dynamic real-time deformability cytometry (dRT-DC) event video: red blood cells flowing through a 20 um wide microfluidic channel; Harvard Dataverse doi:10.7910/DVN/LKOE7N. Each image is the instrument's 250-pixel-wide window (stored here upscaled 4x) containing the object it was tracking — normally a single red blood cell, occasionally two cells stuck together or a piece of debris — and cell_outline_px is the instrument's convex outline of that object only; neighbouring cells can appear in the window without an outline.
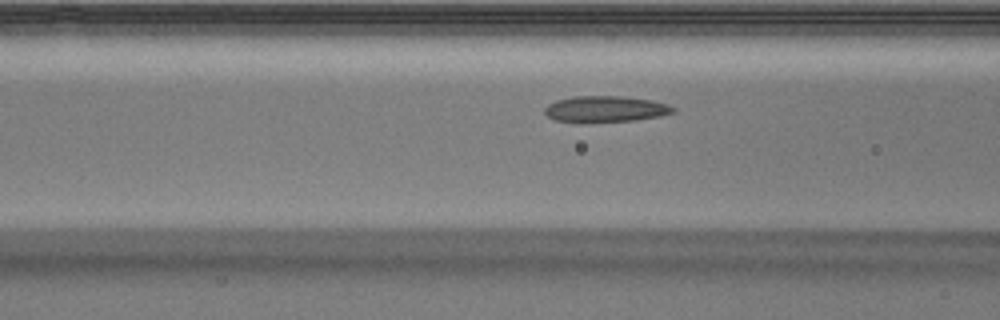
{"species": "Egyptian fruit bat (a non-hibernating species)", "species_latin": "Rousettus aegyptiacus", "temperature_condition": "warm", "stored_images_in_passage": 39, "camera_frame_rate_fps": 3000, "um_per_image_px": 0.085, "animal": {"sex": "male"}, "frame": {"image": 1, "passage_image": 12, "time_ms": 3.667, "image_size_px": [1000, 320], "cell_outline_px": [[676, 112], [660, 116], [636, 120], [584, 124], [556, 120], [548, 116], [544, 112], [544, 108], [548, 104], [556, 100], [572, 96], [620, 96], [652, 100], [668, 104], [676, 108]], "centroid_in_image_um": [51.45, 9.29], "position_along_channel_um": 115.1, "area_um2": 20.11}}
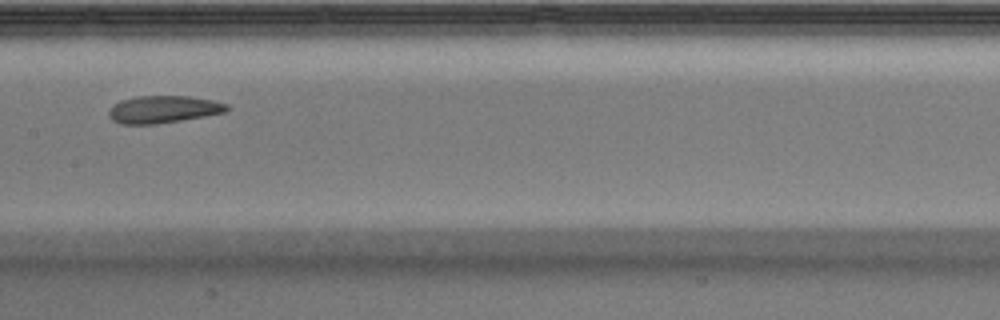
{"frame": {"image": 2, "passage_image": 18, "time_ms": 5.667, "image_size_px": [1000, 320], "cell_outline_px": [[228, 112], [156, 124], [120, 124], [112, 120], [108, 116], [108, 112], [120, 100], [136, 96], [188, 96], [212, 100], [228, 104]], "centroid_in_image_um": [13.88, 9.29], "position_along_channel_um": 193.5, "area_um2": 18.73}}
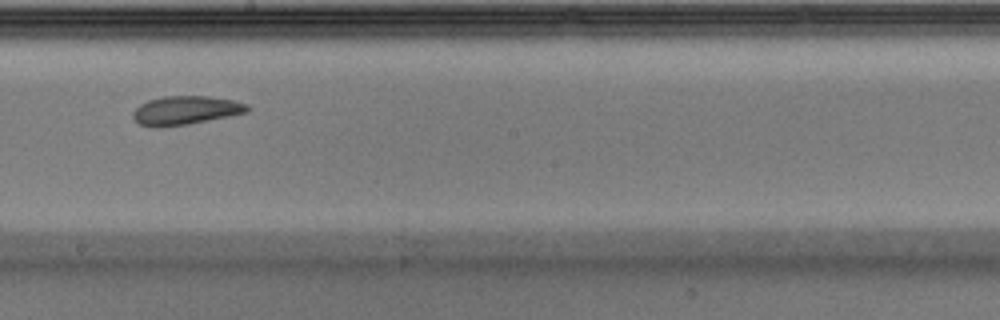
{"frame": {"image": 3, "passage_image": 21, "time_ms": 6.667, "image_size_px": [1000, 320], "cell_outline_px": [[248, 112], [188, 124], [160, 128], [152, 128], [140, 124], [132, 116], [132, 112], [140, 104], [148, 100], [164, 96], [208, 96], [232, 100], [248, 104]], "centroid_in_image_um": [15.73, 9.39], "position_along_channel_um": 232.5, "area_um2": 19.13}, "authors_computed_cell_mechanics": {"area_um2": 19.1896, "velocity_mm_per_s": 3.9122, "shape_relaxation_time_tau1_ms": 8.4885, "shape_relaxation_time_tau2_ms": 5.4864, "deformation_change_tau1": 0.1245, "deformation_change_tau2": 0.1198}}